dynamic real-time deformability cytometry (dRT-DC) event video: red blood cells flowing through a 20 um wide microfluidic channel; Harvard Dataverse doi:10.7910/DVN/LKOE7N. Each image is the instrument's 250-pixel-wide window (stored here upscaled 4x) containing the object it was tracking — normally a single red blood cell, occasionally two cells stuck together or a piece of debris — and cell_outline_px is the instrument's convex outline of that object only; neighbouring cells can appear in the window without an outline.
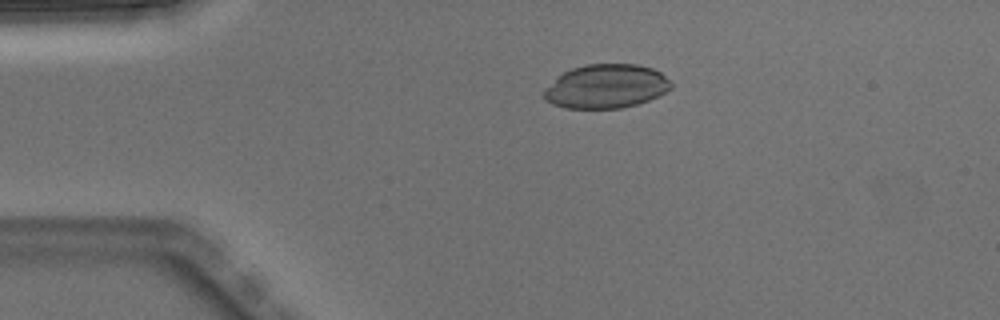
{"species": "Egyptian fruit bat (a non-hibernating species)", "species_latin": "Rousettus aegyptiacus", "temperature_condition": "warm", "stored_images_in_passage": 3, "camera_frame_rate_fps": 3000, "um_per_image_px": 0.085, "animal": {"sex": "male"}, "frame": {"image": 1, "passage_image": 2, "time_ms": 0.333, "image_size_px": [1000, 320], "cell_outline_px": [[672, 88], [648, 100], [636, 104], [620, 108], [564, 108], [552, 104], [544, 100], [544, 88], [556, 76], [572, 68], [584, 64], [636, 64], [652, 68], [660, 72], [672, 80]], "centroid_in_image_um": [51.49, 7.33], "position_along_channel_um": 33.5, "area_um2": 32.71}}